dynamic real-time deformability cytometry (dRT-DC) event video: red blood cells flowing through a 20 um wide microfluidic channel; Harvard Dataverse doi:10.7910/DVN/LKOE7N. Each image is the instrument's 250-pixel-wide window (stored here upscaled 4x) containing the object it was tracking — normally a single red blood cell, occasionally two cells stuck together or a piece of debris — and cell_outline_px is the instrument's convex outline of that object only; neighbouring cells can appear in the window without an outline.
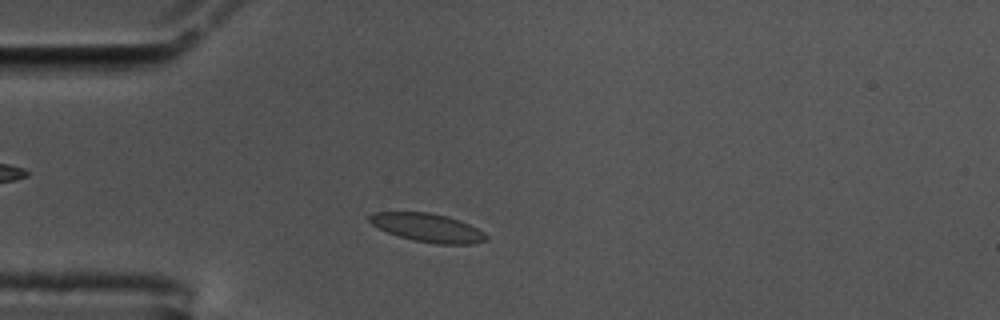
{"species": "common noctule bat (a hibernating species)", "species_latin": "Nyctalus noctula", "temperature_condition": "cold", "stored_images_in_passage": 50, "camera_frame_rate_fps": 3000, "um_per_image_px": 0.085, "animal": {"sex": "male", "body_mass_g": 17.5, "forearm_length_mm": 52.3}, "frame": {"image": 1, "passage_image": 7, "time_ms": 2.0, "image_size_px": [1000, 320], "cell_outline_px": [[488, 240], [472, 244], [436, 244], [412, 240], [388, 232], [372, 224], [368, 220], [368, 216], [372, 212], [428, 212], [448, 216], [460, 220], [484, 232], [488, 236]], "centroid_in_image_um": [36.36, 19.35], "position_along_channel_um": 48.6, "area_um2": 19.36}}
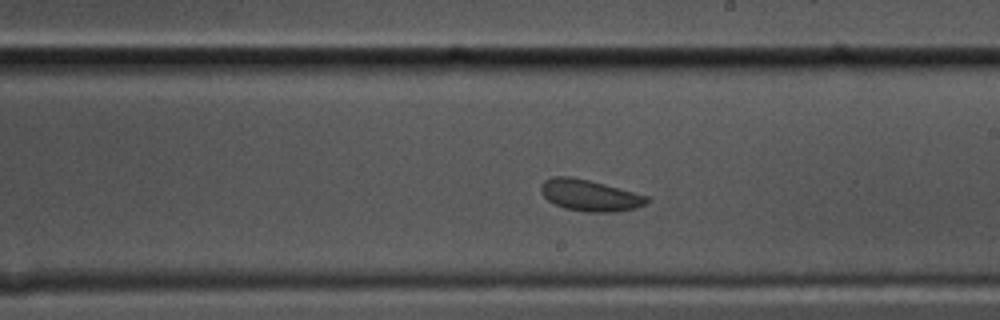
{"frame": {"image": 2, "passage_image": 25, "time_ms": 8.0, "image_size_px": [1000, 320], "cell_outline_px": [[648, 200], [644, 204], [636, 208], [616, 212], [584, 212], [564, 208], [548, 200], [540, 192], [540, 184], [544, 180], [552, 176], [572, 176], [604, 184], [648, 196]], "centroid_in_image_um": [50.08, 16.6], "position_along_channel_um": 238.9, "area_um2": 19.36}}
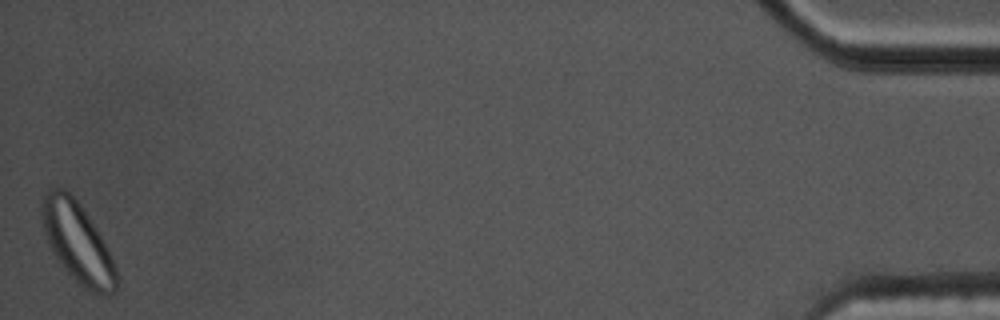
{"frame": {"image": 3, "passage_image": 50, "time_ms": 16.333, "image_size_px": [1000, 320], "cell_outline_px": [[116, 288], [108, 296], [104, 296], [92, 292], [84, 288], [64, 268], [52, 252], [48, 244], [44, 232], [40, 216], [40, 200], [48, 188], [64, 188], [80, 204], [96, 228], [108, 248], [116, 268]], "centroid_in_image_um": [6.55, 20.58], "position_along_channel_um": 428.6, "area_um2": 34.8}, "authors_computed_cell_mechanics": {"area_um2": 19.363, "velocity_mm_per_s": 3.3973, "shape_relaxation_time_tau1_ms": 2.4584, "shape_relaxation_time_tau2_ms": 1.3266, "deformation_change_tau1": 0.0935, "deformation_change_tau2": 0.0594}}